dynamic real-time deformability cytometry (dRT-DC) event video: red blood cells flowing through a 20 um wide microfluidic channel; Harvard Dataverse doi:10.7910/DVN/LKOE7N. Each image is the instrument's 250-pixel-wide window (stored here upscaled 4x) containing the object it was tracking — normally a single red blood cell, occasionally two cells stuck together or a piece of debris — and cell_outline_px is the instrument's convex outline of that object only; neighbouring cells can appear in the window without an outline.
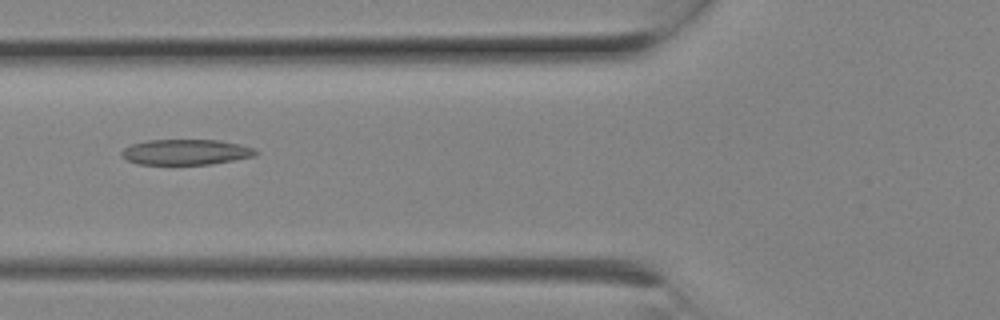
{"species": "Egyptian fruit bat (a non-hibernating species)", "species_latin": "Rousettus aegyptiacus", "temperature_condition": "room temperature", "stored_images_in_passage": 9, "camera_frame_rate_fps": 3000, "um_per_image_px": 0.085, "animal": {"sex": "female"}, "frame": {"image": 1, "passage_image": 7, "time_ms": 2.0, "image_size_px": [1000, 320], "cell_outline_px": [[260, 152], [256, 156], [212, 164], [136, 164], [120, 156], [120, 152], [124, 148], [132, 144], [148, 140], [220, 140], [240, 144], [252, 148]], "centroid_in_image_um": [15.8, 12.92], "position_along_channel_um": 110.0, "area_um2": 20.0}}
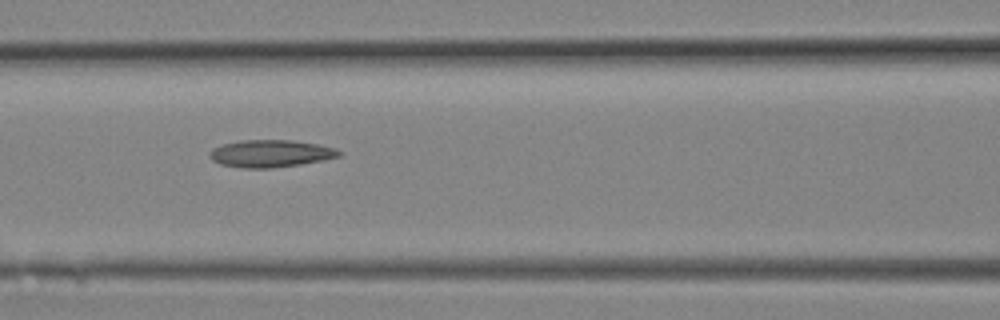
{"frame": {"image": 2, "passage_image": 8, "time_ms": 2.333, "image_size_px": [1000, 320], "cell_outline_px": [[344, 152], [340, 156], [324, 160], [300, 164], [272, 168], [244, 168], [220, 164], [212, 160], [208, 156], [208, 152], [212, 148], [224, 144], [244, 140], [288, 140], [316, 144], [336, 148]], "centroid_in_image_um": [23.0, 13.05], "position_along_channel_um": 143.6, "area_um2": 20.58}}
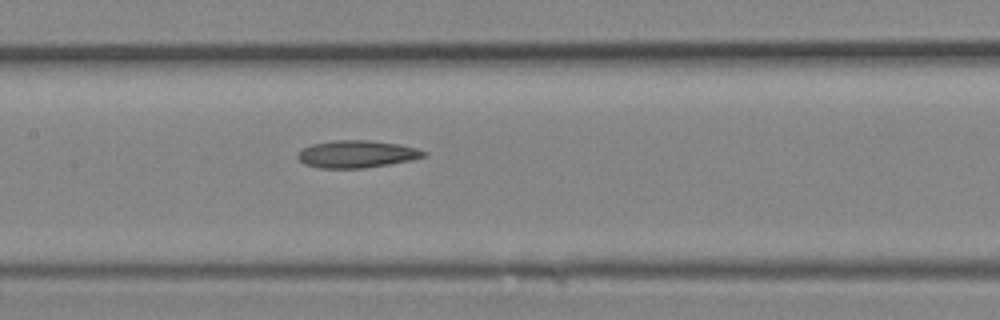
{"frame": {"image": 3, "passage_image": 9, "time_ms": 2.667, "image_size_px": [1000, 320], "cell_outline_px": [[428, 156], [412, 160], [364, 168], [320, 168], [304, 164], [296, 156], [304, 148], [312, 144], [336, 140], [368, 140], [400, 144], [416, 148], [428, 152]], "centroid_in_image_um": [30.37, 13.1], "position_along_channel_um": 177.0, "area_um2": 20.06}}